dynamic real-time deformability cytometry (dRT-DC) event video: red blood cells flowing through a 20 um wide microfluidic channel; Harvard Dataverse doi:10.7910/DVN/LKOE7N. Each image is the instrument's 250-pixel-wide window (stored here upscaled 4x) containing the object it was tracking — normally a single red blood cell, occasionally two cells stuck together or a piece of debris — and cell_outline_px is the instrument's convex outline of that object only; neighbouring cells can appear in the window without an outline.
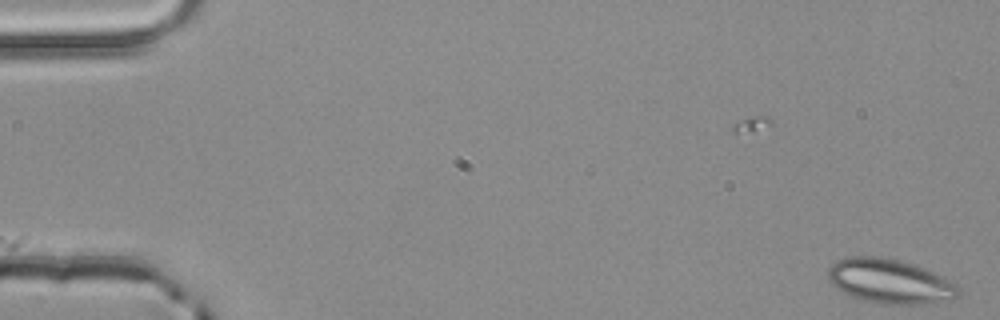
{"species": "common noctule bat (a hibernating species)", "species_latin": "Nyctalus noctula", "temperature_condition": "room temperature", "stored_images_in_passage": 2, "camera_frame_rate_fps": 3000, "um_per_image_px": 0.085, "animal": {"sex": "male", "body_mass_g": 20.4}, "frame": {"image": 1, "passage_image": 2, "time_ms": 0.333, "image_size_px": [1000, 320], "cell_outline_px": [[960, 296], [952, 300], [936, 304], [888, 304], [864, 300], [852, 296], [836, 288], [828, 280], [828, 268], [836, 260], [848, 256], [880, 256], [916, 264], [944, 276], [956, 284], [960, 288]], "centroid_in_image_um": [75.7, 23.91], "position_along_channel_um": 9.3, "area_um2": 34.33}}